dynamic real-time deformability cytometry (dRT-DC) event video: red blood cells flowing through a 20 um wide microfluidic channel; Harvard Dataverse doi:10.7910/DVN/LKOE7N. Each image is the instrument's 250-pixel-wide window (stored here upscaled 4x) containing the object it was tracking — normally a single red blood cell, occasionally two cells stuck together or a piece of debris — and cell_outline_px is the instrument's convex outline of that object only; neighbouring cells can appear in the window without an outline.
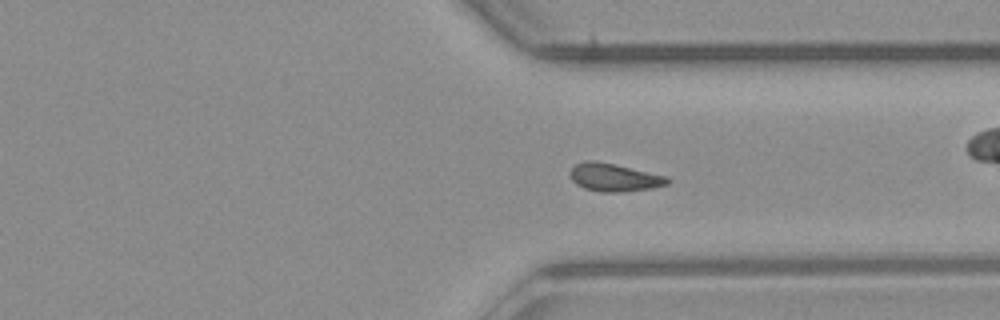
{"species": "common noctule bat (a hibernating species)", "species_latin": "Nyctalus noctula", "temperature_condition": "room temperature", "stored_images_in_passage": 50, "camera_frame_rate_fps": 3000, "um_per_image_px": 0.085, "animal": {"sex": "male", "body_mass_g": 23.1, "forearm_length_mm": 52.7}, "frame": {"image": 1, "passage_image": 36, "time_ms": 11.667, "image_size_px": [1000, 320], "cell_outline_px": [[668, 184], [652, 188], [620, 192], [600, 192], [584, 188], [576, 184], [572, 180], [568, 172], [576, 164], [584, 160], [596, 160], [668, 176]], "centroid_in_image_um": [52.17, 15.07], "position_along_channel_um": 359.2, "area_um2": 15.9}, "authors_computed_cell_mechanics": {"area_um2": 15.5482, "velocity_mm_per_s": 4.0192, "shape_relaxation_time_tau1_ms": null, "shape_relaxation_time_tau2_ms": 5.5183, "deformation_change_tau1": null, "deformation_change_tau2": 0.1047}}